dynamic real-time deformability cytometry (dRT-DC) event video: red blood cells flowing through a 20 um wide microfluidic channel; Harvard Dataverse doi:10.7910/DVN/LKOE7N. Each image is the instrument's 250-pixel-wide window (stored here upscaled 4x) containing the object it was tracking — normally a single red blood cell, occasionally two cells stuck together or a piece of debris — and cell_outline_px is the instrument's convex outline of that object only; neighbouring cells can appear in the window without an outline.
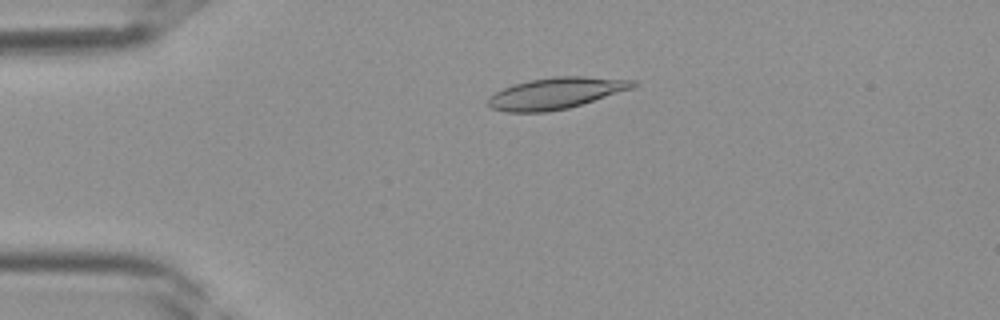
{"species": "Egyptian fruit bat (a non-hibernating species)", "species_latin": "Rousettus aegyptiacus", "temperature_condition": "room temperature", "stored_images_in_passage": 39, "camera_frame_rate_fps": 3000, "um_per_image_px": 0.085, "frame": {"image": 1, "passage_image": 9, "time_ms": 2.667, "image_size_px": [1000, 320], "cell_outline_px": [[640, 84], [632, 88], [568, 108], [548, 112], [508, 112], [492, 108], [488, 104], [488, 96], [504, 88], [528, 80], [552, 76], [584, 76], [636, 80]], "centroid_in_image_um": [47.26, 7.91], "position_along_channel_um": 37.7, "area_um2": 26.36}}
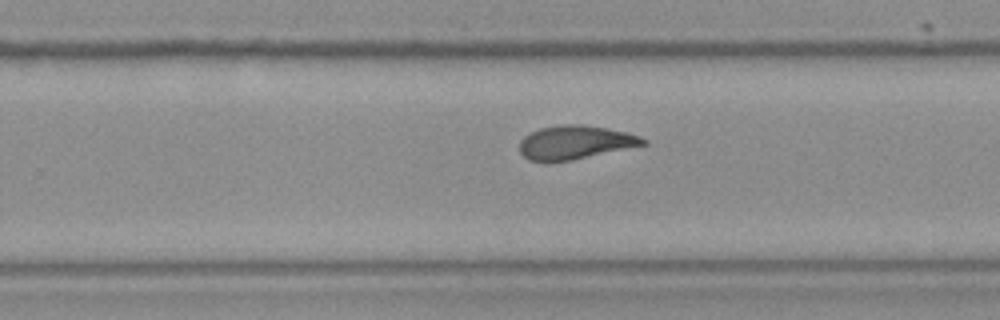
{"frame": {"image": 2, "passage_image": 25, "time_ms": 8.0, "image_size_px": [1000, 320], "cell_outline_px": [[648, 144], [572, 160], [544, 164], [528, 160], [520, 152], [520, 140], [524, 136], [540, 128], [564, 124], [584, 124], [624, 132], [640, 136], [648, 140]], "centroid_in_image_um": [48.85, 12.13], "position_along_channel_um": 280.9, "area_um2": 24.51}}
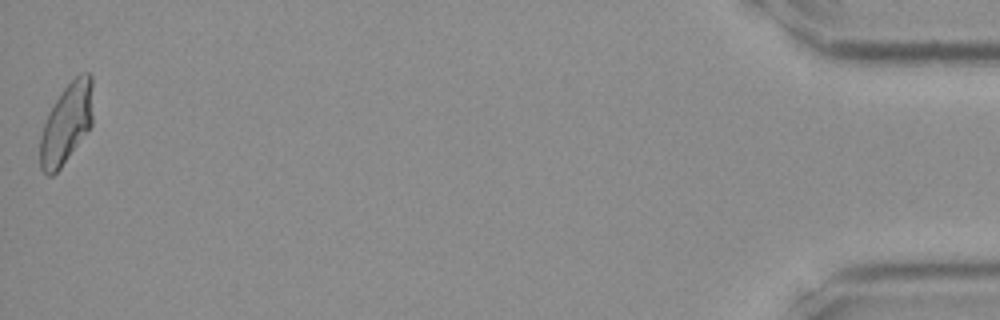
{"frame": {"image": 3, "passage_image": 39, "time_ms": 12.667, "image_size_px": [1000, 320], "cell_outline_px": [[92, 124], [60, 168], [52, 176], [48, 176], [40, 168], [40, 136], [48, 112], [60, 92], [80, 72], [88, 72], [92, 76]], "centroid_in_image_um": [5.64, 10.47], "position_along_channel_um": 429.6, "area_um2": 24.57}}